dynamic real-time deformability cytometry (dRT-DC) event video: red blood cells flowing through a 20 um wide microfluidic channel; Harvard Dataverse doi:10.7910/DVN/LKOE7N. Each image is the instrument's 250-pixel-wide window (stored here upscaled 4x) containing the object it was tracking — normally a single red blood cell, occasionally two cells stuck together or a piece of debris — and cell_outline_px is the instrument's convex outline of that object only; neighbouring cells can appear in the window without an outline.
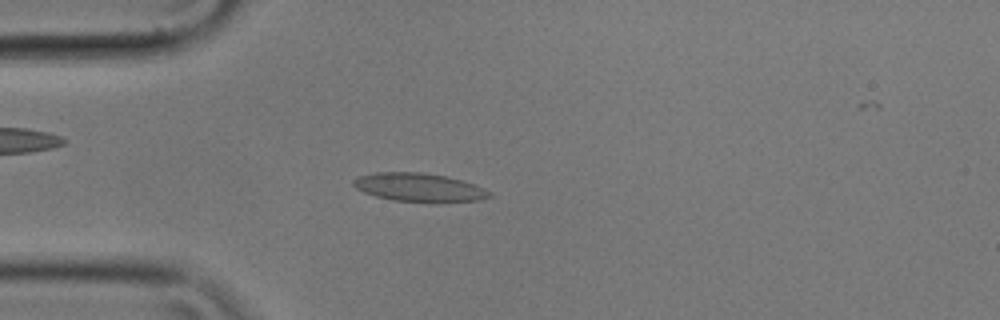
{"species": "common noctule bat (a hibernating species)", "species_latin": "Nyctalus noctula", "temperature_condition": "cold", "stored_images_in_passage": 32, "segment_of_instrument_passage": [1, 2], "camera_frame_rate_fps": 3000, "um_per_image_px": 0.085, "animal": {"sex": "male", "body_mass_g": 17.9}, "frame": {"image": 1, "passage_image": 13, "time_ms": 4.0, "image_size_px": [1000, 320], "cell_outline_px": [[492, 196], [480, 200], [392, 200], [376, 196], [364, 192], [356, 188], [352, 184], [352, 180], [360, 176], [376, 172], [420, 172], [444, 176], [460, 180], [484, 188], [492, 192]], "centroid_in_image_um": [35.57, 15.89], "position_along_channel_um": 49.4, "area_um2": 21.68}}
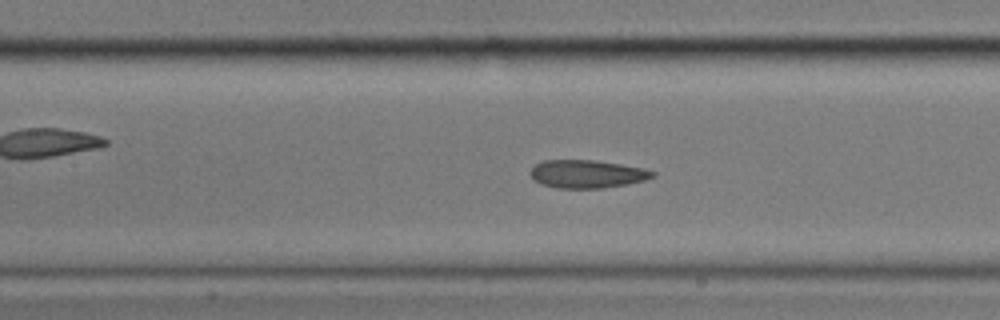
{"frame": {"image": 2, "passage_image": 23, "time_ms": 7.333, "image_size_px": [1000, 320], "cell_outline_px": [[656, 176], [644, 180], [628, 184], [604, 188], [556, 188], [540, 184], [528, 172], [536, 164], [544, 160], [596, 160], [644, 168], [656, 172]], "centroid_in_image_um": [49.91, 14.79], "position_along_channel_um": 157.5, "area_um2": 20.06}}
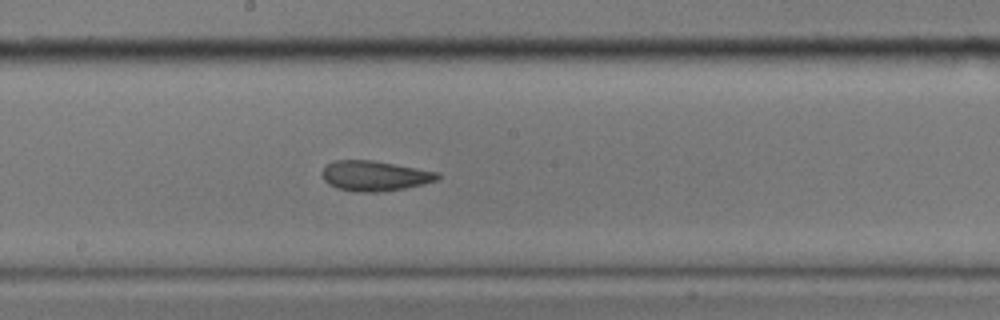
{"frame": {"image": 3, "passage_image": 28, "time_ms": 9.0, "image_size_px": [1000, 320], "cell_outline_px": [[440, 176], [436, 180], [404, 188], [380, 192], [356, 192], [336, 188], [328, 184], [324, 180], [320, 172], [328, 164], [336, 160], [372, 160], [440, 172]], "centroid_in_image_um": [31.81, 14.95], "position_along_channel_um": 216.4, "area_um2": 20.23}}